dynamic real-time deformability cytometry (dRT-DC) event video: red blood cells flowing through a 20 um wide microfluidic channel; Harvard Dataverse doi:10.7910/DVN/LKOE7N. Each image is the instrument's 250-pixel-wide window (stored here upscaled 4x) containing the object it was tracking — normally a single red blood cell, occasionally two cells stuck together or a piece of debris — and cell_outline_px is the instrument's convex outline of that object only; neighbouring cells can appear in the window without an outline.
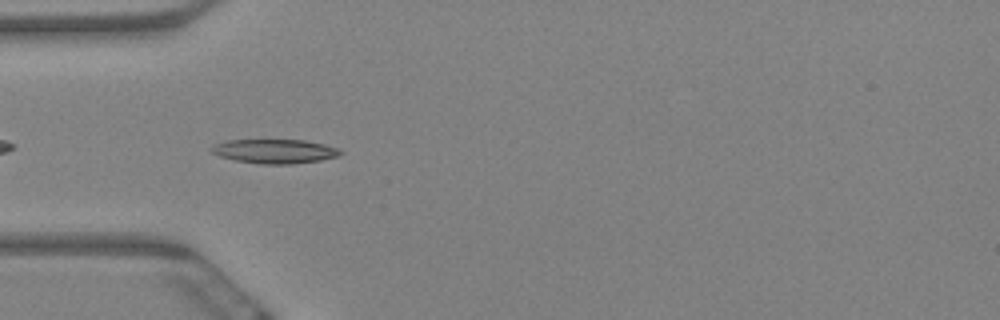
{"species": "Egyptian fruit bat (a non-hibernating species)", "species_latin": "Rousettus aegyptiacus", "temperature_condition": "warm", "stored_images_in_passage": 6, "camera_frame_rate_fps": 3000, "um_per_image_px": 0.085, "animal": {"sex": "female"}, "frame": {"image": 1, "passage_image": 5, "time_ms": 1.333, "image_size_px": [1000, 320], "cell_outline_px": [[344, 152], [336, 156], [320, 160], [292, 164], [260, 164], [236, 160], [220, 156], [212, 152], [208, 148], [216, 144], [228, 140], [304, 140], [324, 144], [336, 148]], "centroid_in_image_um": [23.33, 12.86], "position_along_channel_um": 61.7, "area_um2": 17.98}}
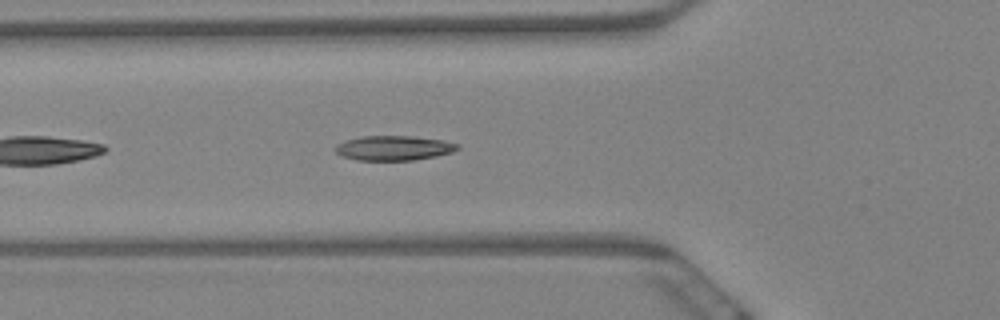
{"frame": {"image": 2, "passage_image": 6, "time_ms": 1.667, "image_size_px": [1000, 320], "cell_outline_px": [[460, 148], [452, 152], [436, 156], [412, 160], [356, 160], [340, 156], [336, 152], [336, 144], [360, 136], [412, 136], [444, 140], [460, 144]], "centroid_in_image_um": [33.49, 12.58], "position_along_channel_um": 92.3, "area_um2": 17.63}}